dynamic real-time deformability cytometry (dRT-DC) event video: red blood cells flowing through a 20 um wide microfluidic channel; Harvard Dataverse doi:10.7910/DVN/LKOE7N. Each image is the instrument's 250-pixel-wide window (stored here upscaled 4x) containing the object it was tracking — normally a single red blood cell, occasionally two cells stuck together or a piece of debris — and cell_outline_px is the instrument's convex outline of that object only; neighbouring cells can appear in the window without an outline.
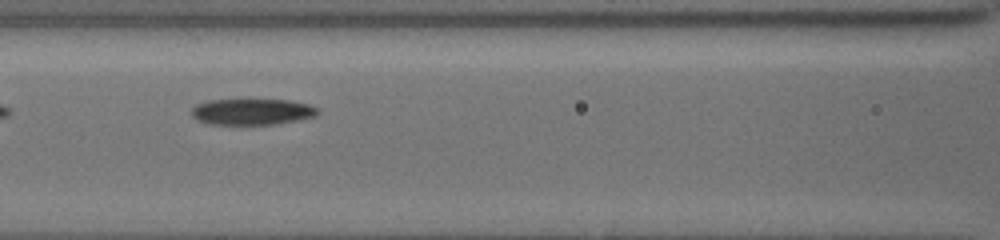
{"species": "common noctule bat (a hibernating species)", "species_latin": "Nyctalus noctula", "temperature_condition": "cold", "stored_images_in_passage": 15, "camera_frame_rate_fps": 3000, "um_per_image_px": 0.085, "animal": {"sex": "female", "body_mass_g": 19.5, "forearm_length_mm": 54.1}, "frame": {"image": 1, "passage_image": 7, "time_ms": 5.667, "image_size_px": [1000, 240], "cell_outline_px": [[320, 112], [312, 116], [276, 124], [212, 124], [196, 120], [192, 116], [192, 108], [196, 104], [208, 100], [240, 96], [252, 96], [288, 100], [308, 104], [316, 108]], "centroid_in_image_um": [21.34, 9.42], "position_along_channel_um": 145.3, "area_um2": 20.23}}
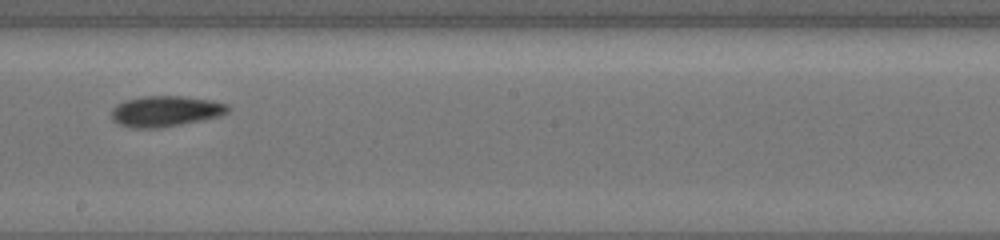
{"frame": {"image": 2, "passage_image": 9, "time_ms": 8.0, "image_size_px": [1000, 240], "cell_outline_px": [[232, 108], [228, 112], [220, 116], [200, 120], [156, 128], [136, 128], [120, 124], [112, 120], [112, 108], [116, 104], [128, 100], [144, 96], [184, 96], [212, 100], [228, 104]], "centroid_in_image_um": [14.1, 9.44], "position_along_channel_um": 234.1, "area_um2": 20.69}}
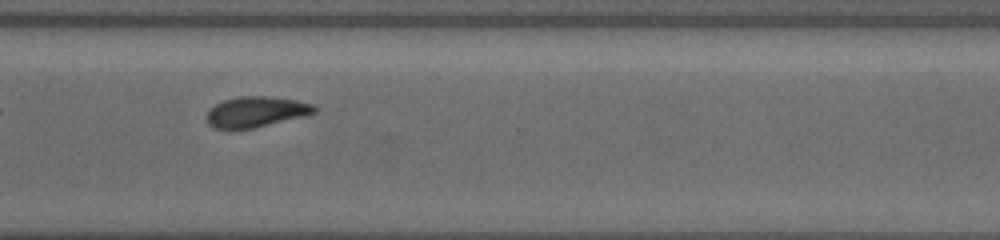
{"frame": {"image": 3, "passage_image": 12, "time_ms": 11.0, "image_size_px": [1000, 240], "cell_outline_px": [[316, 112], [304, 116], [252, 128], [216, 128], [208, 124], [208, 112], [216, 104], [224, 100], [240, 96], [272, 96], [296, 100], [312, 104], [316, 108]], "centroid_in_image_um": [21.8, 9.48], "position_along_channel_um": 348.8, "area_um2": 18.79}, "authors_computed_cell_mechanics": {"area_um2": 20.23, "velocity_mm_per_s": 3.8075, "shape_relaxation_time_tau1_ms": 3.9555, "shape_relaxation_time_tau2_ms": 8.0981, "deformation_change_tau1": 0.1272, "deformation_change_tau2": 0.1288}}